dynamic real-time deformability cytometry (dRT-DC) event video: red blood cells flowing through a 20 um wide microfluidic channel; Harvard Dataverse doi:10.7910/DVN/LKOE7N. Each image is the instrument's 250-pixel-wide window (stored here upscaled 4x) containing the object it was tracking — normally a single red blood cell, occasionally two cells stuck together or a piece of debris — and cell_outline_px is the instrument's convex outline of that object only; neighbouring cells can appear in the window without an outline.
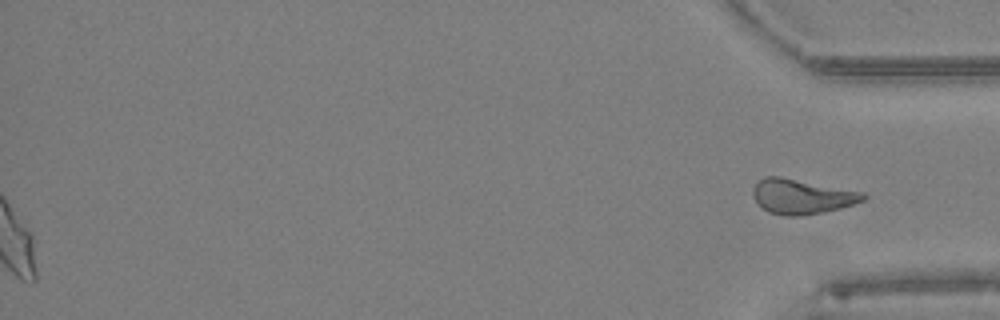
{"species": "Egyptian fruit bat (a non-hibernating species)", "species_latin": "Rousettus aegyptiacus", "temperature_condition": "warm", "stored_images_in_passage": 46, "segment_of_instrument_passage": [2, 2], "camera_frame_rate_fps": 3000, "um_per_image_px": 0.085, "animal": {"sex": "female"}, "frame": {"image": 1, "passage_image": 46, "time_ms": 15.0, "image_size_px": [1000, 320], "cell_outline_px": [[868, 196], [864, 200], [840, 208], [824, 212], [804, 216], [788, 216], [768, 212], [756, 204], [752, 196], [752, 188], [764, 176], [780, 176], [864, 192]], "centroid_in_image_um": [68.12, 16.71], "position_along_channel_um": 367.1, "area_um2": 22.6}}